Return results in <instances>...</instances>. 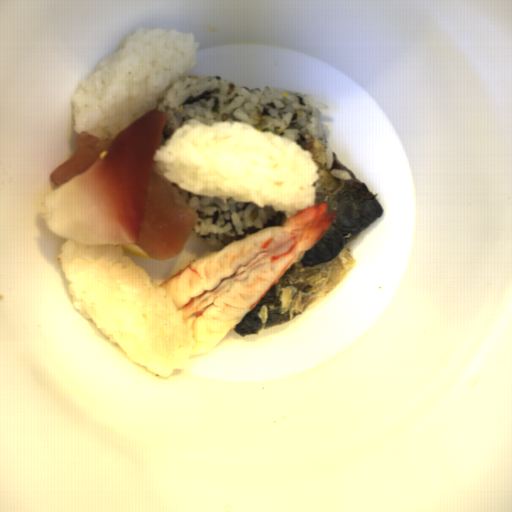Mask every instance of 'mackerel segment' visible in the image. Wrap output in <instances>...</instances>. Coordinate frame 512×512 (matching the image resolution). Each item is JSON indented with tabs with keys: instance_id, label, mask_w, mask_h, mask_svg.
I'll list each match as a JSON object with an SVG mask.
<instances>
[{
	"instance_id": "1",
	"label": "mackerel segment",
	"mask_w": 512,
	"mask_h": 512,
	"mask_svg": "<svg viewBox=\"0 0 512 512\" xmlns=\"http://www.w3.org/2000/svg\"><path fill=\"white\" fill-rule=\"evenodd\" d=\"M295 143L310 151L318 165L316 201L325 213H338L320 239L230 329L240 337L256 336L311 310L355 268L351 242L384 210L378 196L314 134L298 133Z\"/></svg>"
}]
</instances>
